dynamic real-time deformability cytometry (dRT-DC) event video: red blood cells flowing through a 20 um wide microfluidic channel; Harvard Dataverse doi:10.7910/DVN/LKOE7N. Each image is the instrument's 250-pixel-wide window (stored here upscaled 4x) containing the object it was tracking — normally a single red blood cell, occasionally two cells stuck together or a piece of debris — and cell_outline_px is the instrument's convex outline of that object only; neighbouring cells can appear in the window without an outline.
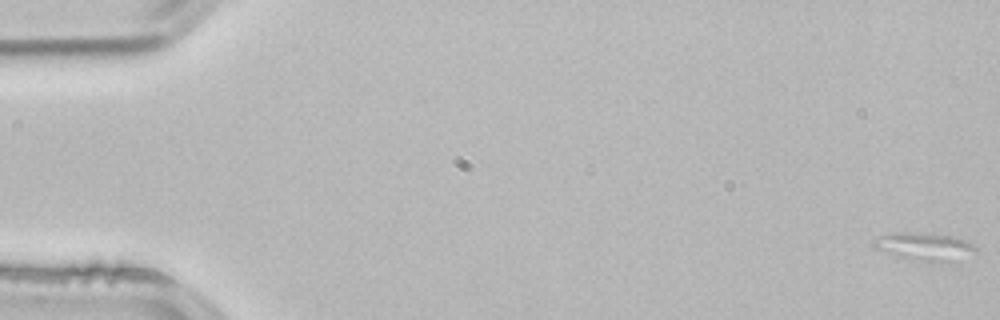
{"species": "common noctule bat (a hibernating species)", "species_latin": "Nyctalus noctula", "temperature_condition": "room temperature", "stored_images_in_passage": 4, "camera_frame_rate_fps": 3000, "um_per_image_px": 0.085, "animal": {"sex": "male", "body_mass_g": 21.5, "forearm_length_mm": 52.0}, "frame": {"image": 1, "passage_image": 1, "time_ms": 0.0, "image_size_px": [1000, 320], "cell_outline_px": [[976, 252], [932, 264], [876, 248], [872, 244], [872, 240], [880, 236], [892, 232], [904, 232], [948, 236], [964, 240], [972, 244], [976, 248]], "centroid_in_image_um": [78.53, 20.94], "position_along_channel_um": 6.5, "area_um2": 15.55}}
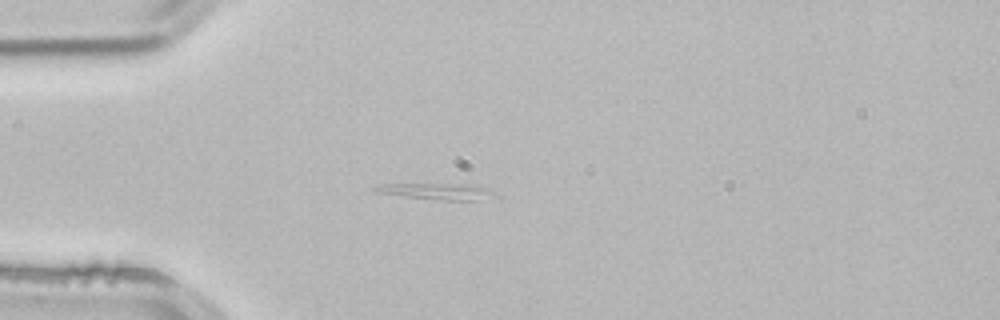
{"frame": {"image": 2, "passage_image": 4, "time_ms": 1.0, "image_size_px": [1000, 320], "cell_outline_px": [[496, 192], [476, 200], [444, 200], [408, 196], [380, 192], [372, 188], [384, 184], [464, 184], [488, 188]], "centroid_in_image_um": [37.16, 16.25], "position_along_channel_um": 47.8, "area_um2": 10.58}}